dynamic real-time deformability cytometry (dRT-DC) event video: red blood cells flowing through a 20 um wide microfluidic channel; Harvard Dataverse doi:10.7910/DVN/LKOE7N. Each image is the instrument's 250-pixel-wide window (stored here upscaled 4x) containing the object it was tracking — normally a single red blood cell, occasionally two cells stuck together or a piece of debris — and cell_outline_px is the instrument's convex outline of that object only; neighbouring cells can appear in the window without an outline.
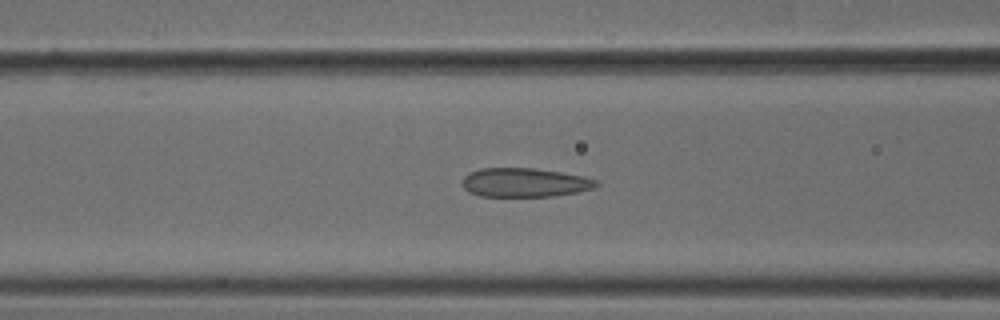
{"species": "common noctule bat (a hibernating species)", "species_latin": "Nyctalus noctula", "temperature_condition": "cold", "stored_images_in_passage": 54, "camera_frame_rate_fps": 3000, "um_per_image_px": 0.085, "animal": {"sex": "male", "body_mass_g": 18.8}, "frame": {"image": 1, "passage_image": 22, "time_ms": 7.0, "image_size_px": [1000, 320], "cell_outline_px": [[600, 184], [596, 188], [576, 192], [552, 196], [480, 196], [468, 192], [464, 188], [464, 176], [468, 172], [480, 168], [532, 168], [560, 172], [580, 176], [596, 180]], "centroid_in_image_um": [44.58, 15.51], "position_along_channel_um": 122.0, "area_um2": 22.48}}
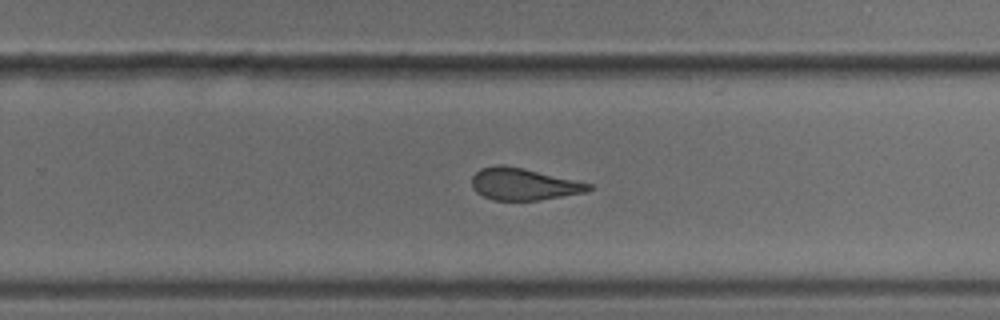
{"frame": {"image": 2, "passage_image": 35, "time_ms": 11.333, "image_size_px": [1000, 320], "cell_outline_px": [[592, 188], [588, 192], [540, 200], [492, 200], [476, 192], [472, 188], [472, 176], [480, 168], [496, 164], [504, 164], [524, 168], [576, 180], [592, 184]], "centroid_in_image_um": [44.5, 15.64], "position_along_channel_um": 285.3, "area_um2": 21.96}}
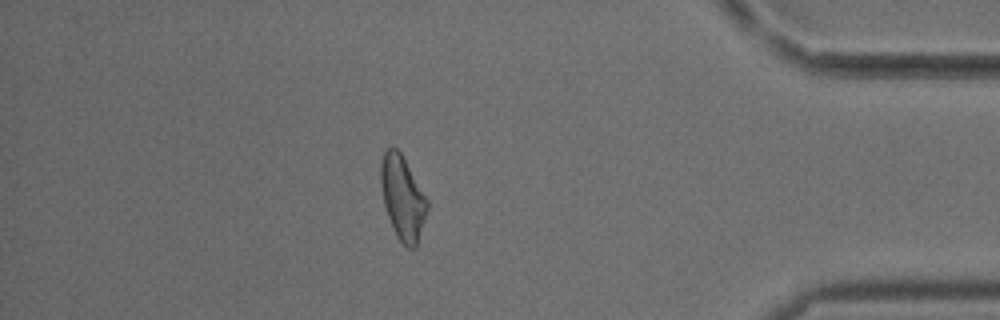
{"frame": {"image": 3, "passage_image": 47, "time_ms": 15.333, "image_size_px": [1000, 320], "cell_outline_px": [[428, 208], [416, 248], [408, 248], [396, 236], [388, 216], [384, 204], [380, 184], [380, 164], [384, 152], [392, 144], [400, 152], [428, 200]], "centroid_in_image_um": [34.21, 16.8], "position_along_channel_um": 401.0, "area_um2": 22.54}, "authors_computed_cell_mechanics": {"area_um2": 23.0911, "velocity_mm_per_s": 3.7716, "shape_relaxation_time_tau1_ms": null, "shape_relaxation_time_tau2_ms": 2.0969, "deformation_change_tau1": null, "deformation_change_tau2": 0.0983}}